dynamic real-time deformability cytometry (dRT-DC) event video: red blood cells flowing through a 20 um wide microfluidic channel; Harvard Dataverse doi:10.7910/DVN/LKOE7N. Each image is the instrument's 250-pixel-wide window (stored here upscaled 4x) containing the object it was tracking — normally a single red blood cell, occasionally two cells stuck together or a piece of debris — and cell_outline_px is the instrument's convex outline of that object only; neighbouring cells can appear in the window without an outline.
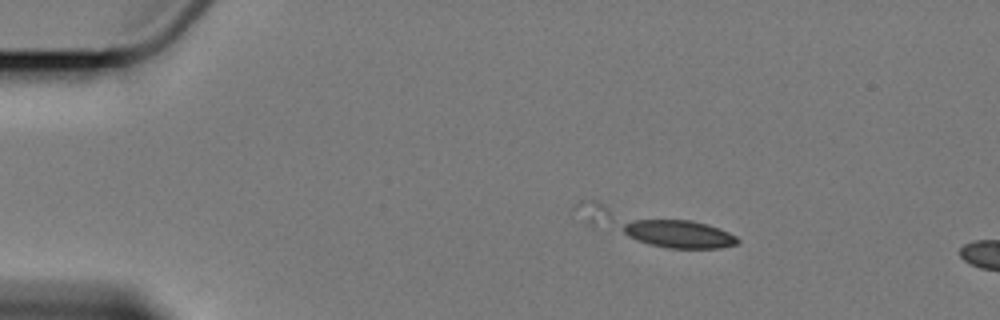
{"species": "Egyptian fruit bat (a non-hibernating species)", "species_latin": "Rousettus aegyptiacus", "temperature_condition": "cold", "stored_images_in_passage": 7, "camera_frame_rate_fps": 3000, "um_per_image_px": 0.085, "animal": {"sex": "female"}, "frame": {"image": 1, "passage_image": 4, "time_ms": 3.333, "image_size_px": [1000, 320], "cell_outline_px": [[740, 240], [736, 244], [720, 248], [668, 248], [636, 240], [628, 236], [624, 232], [624, 224], [632, 220], [692, 220], [708, 224], [720, 228], [736, 236]], "centroid_in_image_um": [57.76, 19.89], "position_along_channel_um": 27.2, "area_um2": 18.38}}